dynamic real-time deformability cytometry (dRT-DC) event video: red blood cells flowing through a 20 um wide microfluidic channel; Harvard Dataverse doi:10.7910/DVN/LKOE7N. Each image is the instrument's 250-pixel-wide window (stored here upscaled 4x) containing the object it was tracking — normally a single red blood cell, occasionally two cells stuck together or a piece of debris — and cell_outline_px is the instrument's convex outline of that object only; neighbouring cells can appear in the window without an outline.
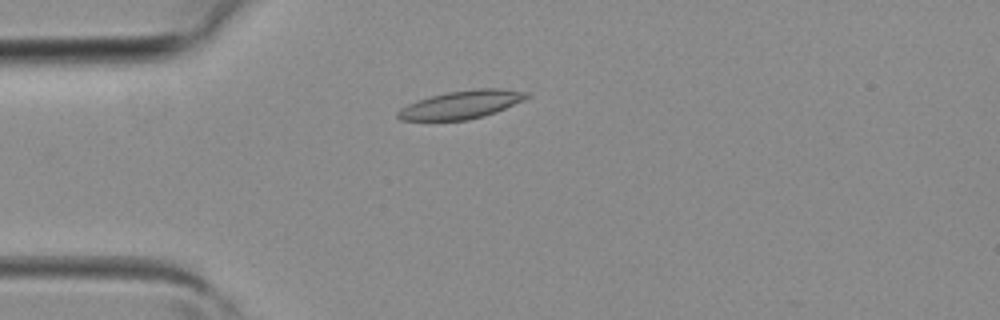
{"species": "common noctule bat (a hibernating species)", "species_latin": "Nyctalus noctula", "temperature_condition": "room temperature", "stored_images_in_passage": 2, "camera_frame_rate_fps": 3000, "um_per_image_px": 0.085, "animal": {"sex": "female", "body_mass_g": 19.3, "forearm_length_mm": 54.1}, "frame": {"image": 1, "passage_image": 2, "time_ms": 0.333, "image_size_px": [1000, 320], "cell_outline_px": [[532, 96], [524, 100], [496, 112], [484, 116], [468, 120], [400, 120], [396, 116], [396, 112], [400, 108], [408, 104], [432, 96], [448, 92], [476, 88], [500, 88], [532, 92]], "centroid_in_image_um": [39.29, 8.88], "position_along_channel_um": 45.7, "area_um2": 21.21}}